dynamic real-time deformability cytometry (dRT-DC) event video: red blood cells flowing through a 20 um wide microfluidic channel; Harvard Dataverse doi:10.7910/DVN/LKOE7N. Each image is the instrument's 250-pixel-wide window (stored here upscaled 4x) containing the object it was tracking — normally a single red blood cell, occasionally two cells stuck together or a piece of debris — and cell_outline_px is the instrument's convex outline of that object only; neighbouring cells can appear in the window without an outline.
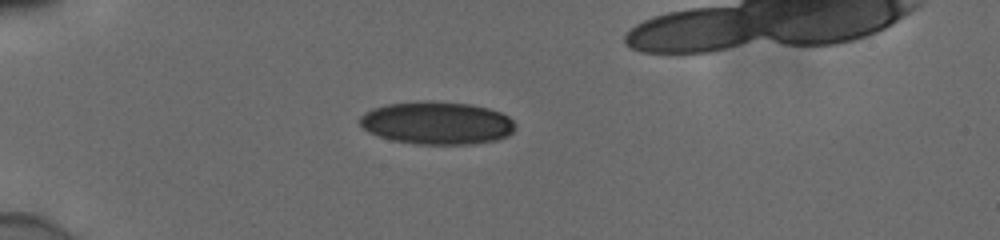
{"species": "human", "species_latin": "Homo sapiens", "temperature_condition": "cold", "stored_images_in_passage": 36, "camera_frame_rate_fps": 3000, "um_per_image_px": 0.085, "donor": {"sex": "male"}, "frame": {"image": 1, "passage_image": 1, "time_ms": 0.0, "image_size_px": [1000, 240], "cell_outline_px": [[516, 128], [508, 136], [496, 140], [476, 144], [416, 144], [392, 140], [368, 132], [360, 124], [360, 116], [364, 112], [372, 108], [388, 104], [424, 100], [432, 100], [472, 104], [488, 108], [500, 112], [508, 116], [516, 124]], "centroid_in_image_um": [37.16, 10.44], "position_along_channel_um": 47.8, "area_um2": 39.13}}
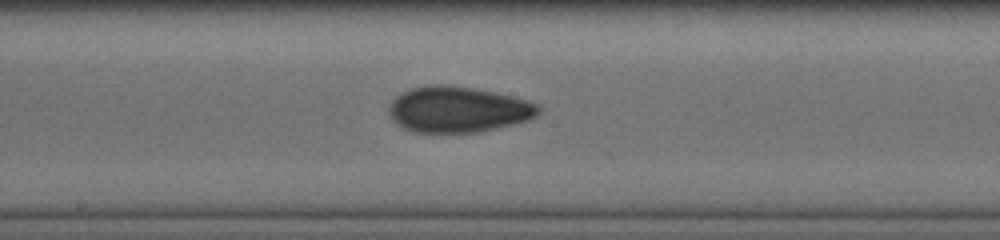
{"frame": {"image": 2, "passage_image": 16, "time_ms": 5.0, "image_size_px": [1000, 240], "cell_outline_px": [[540, 112], [536, 116], [528, 120], [480, 132], [412, 132], [396, 124], [388, 116], [388, 104], [400, 92], [412, 88], [436, 84], [444, 84], [472, 88], [492, 92], [528, 100], [540, 104]], "centroid_in_image_um": [38.89, 9.31], "position_along_channel_um": 209.3, "area_um2": 40.11}}
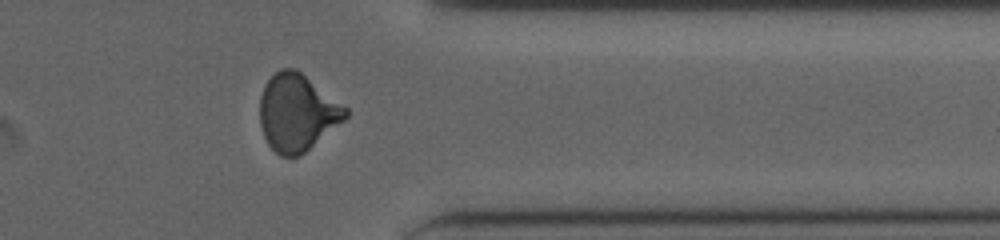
{"frame": {"image": 3, "passage_image": 30, "time_ms": 9.667, "image_size_px": [1000, 240], "cell_outline_px": [[348, 116], [344, 120], [300, 156], [280, 156], [268, 144], [264, 136], [260, 124], [260, 96], [264, 84], [280, 68], [296, 68], [348, 108]], "centroid_in_image_um": [25.25, 9.56], "position_along_channel_um": 386.2, "area_um2": 38.32}}